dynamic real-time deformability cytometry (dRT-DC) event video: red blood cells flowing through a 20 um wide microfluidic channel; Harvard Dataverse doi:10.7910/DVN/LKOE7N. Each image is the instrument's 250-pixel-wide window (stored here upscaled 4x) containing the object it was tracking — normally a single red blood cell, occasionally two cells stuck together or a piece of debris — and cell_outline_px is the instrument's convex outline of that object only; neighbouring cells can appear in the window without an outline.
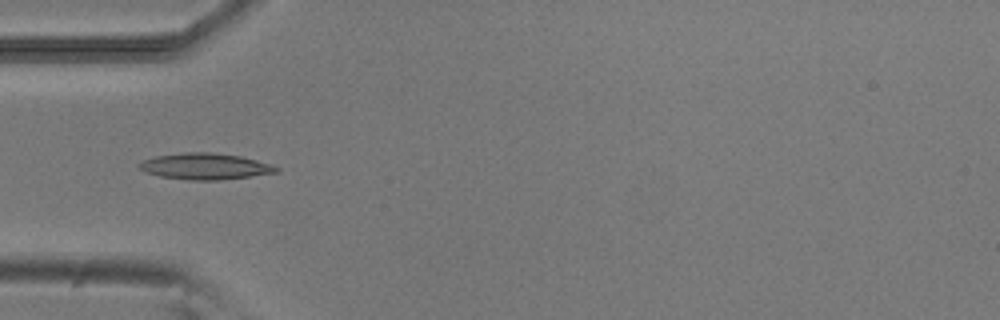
{"species": "common noctule bat (a hibernating species)", "species_latin": "Nyctalus noctula", "temperature_condition": "room temperature", "stored_images_in_passage": 37, "camera_frame_rate_fps": 3000, "um_per_image_px": 0.085, "animal": {"sex": "male", "body_mass_g": 20.5, "forearm_length_mm": 52.5}, "frame": {"image": 1, "passage_image": 1, "time_ms": 0.0, "image_size_px": [1000, 320], "cell_outline_px": [[280, 172], [220, 180], [188, 180], [160, 176], [144, 172], [136, 168], [136, 164], [144, 160], [156, 156], [184, 152], [208, 152], [240, 156], [272, 164], [280, 168]], "centroid_in_image_um": [17.41, 14.14], "position_along_channel_um": 67.6, "area_um2": 21.1}}
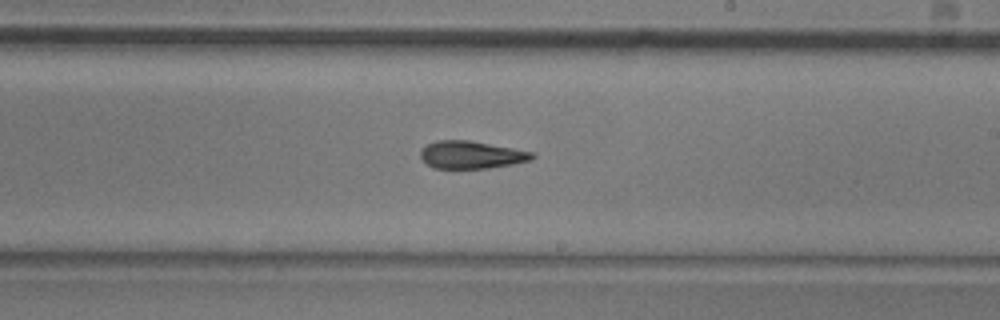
{"frame": {"image": 2, "passage_image": 15, "time_ms": 4.667, "image_size_px": [1000, 320], "cell_outline_px": [[536, 156], [532, 160], [512, 164], [488, 168], [432, 168], [420, 156], [420, 152], [428, 144], [436, 140], [468, 140], [512, 148], [532, 152]], "centroid_in_image_um": [40.07, 13.16], "position_along_channel_um": 248.9, "area_um2": 17.74}}
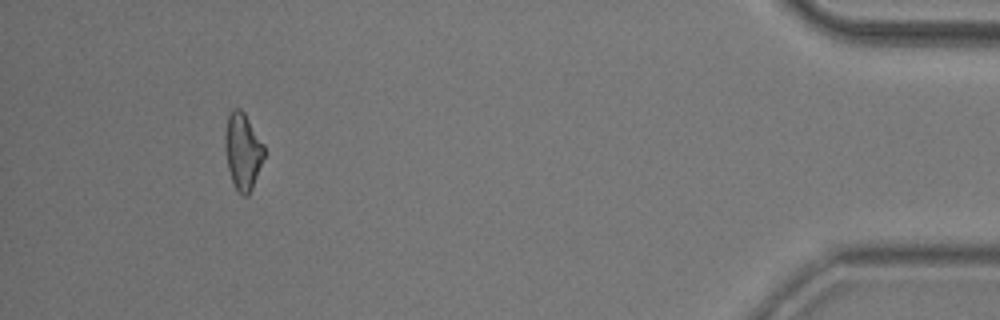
{"frame": {"image": 3, "passage_image": 33, "time_ms": 10.667, "image_size_px": [1000, 320], "cell_outline_px": [[264, 156], [252, 188], [248, 196], [244, 196], [236, 188], [232, 180], [228, 168], [224, 148], [224, 136], [228, 116], [232, 108], [240, 108], [244, 112], [264, 144]], "centroid_in_image_um": [20.62, 12.82], "position_along_channel_um": 414.6, "area_um2": 17.34}, "authors_computed_cell_mechanics": {"area_um2": 17.8024, "velocity_mm_per_s": 3.8737, "shape_relaxation_time_tau1_ms": 6.1356, "shape_relaxation_time_tau2_ms": 3.8588, "deformation_change_tau1": 0.1657, "deformation_change_tau2": 0.1362}}